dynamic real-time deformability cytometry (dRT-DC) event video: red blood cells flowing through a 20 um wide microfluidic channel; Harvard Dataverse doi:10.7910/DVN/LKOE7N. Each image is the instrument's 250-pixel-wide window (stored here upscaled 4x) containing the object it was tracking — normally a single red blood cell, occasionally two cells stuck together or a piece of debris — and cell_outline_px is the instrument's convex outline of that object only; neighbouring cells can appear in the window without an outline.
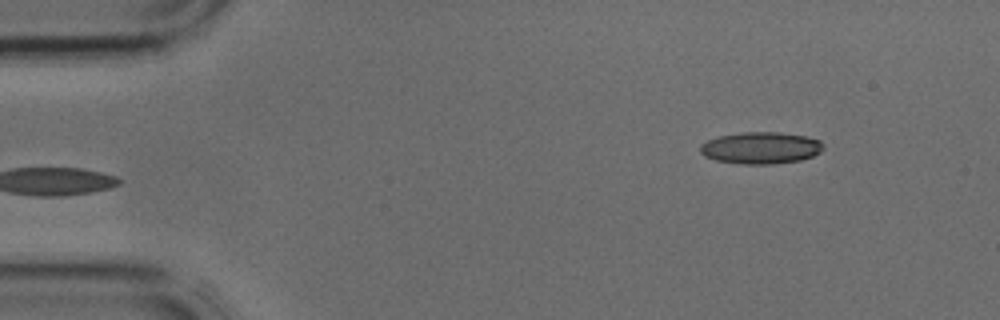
{"species": "common noctule bat (a hibernating species)", "species_latin": "Nyctalus noctula", "temperature_condition": "cold", "stored_images_in_passage": 3, "camera_frame_rate_fps": 3000, "um_per_image_px": 0.085, "animal": {"sex": "male", "body_mass_g": 17.9, "forearm_length_mm": 54.2}, "frame": {"image": 1, "passage_image": 1, "time_ms": 0.0, "image_size_px": [1000, 320], "cell_outline_px": [[824, 148], [820, 152], [812, 156], [800, 160], [772, 164], [740, 164], [716, 160], [704, 156], [700, 152], [700, 144], [708, 140], [720, 136], [740, 132], [780, 132], [808, 136], [820, 140], [824, 144]], "centroid_in_image_um": [64.69, 12.56], "position_along_channel_um": 20.3, "area_um2": 23.0}}
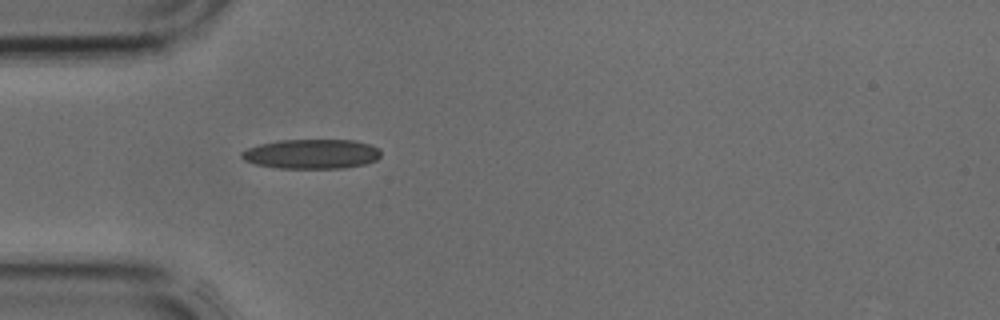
{"frame": {"image": 2, "passage_image": 3, "time_ms": 0.667, "image_size_px": [1000, 320], "cell_outline_px": [[380, 156], [376, 160], [364, 164], [344, 168], [280, 168], [256, 164], [244, 160], [240, 156], [240, 152], [248, 148], [260, 144], [276, 140], [352, 140], [372, 144], [380, 148]], "centroid_in_image_um": [26.5, 13.08], "position_along_channel_um": 58.5, "area_um2": 24.1}}